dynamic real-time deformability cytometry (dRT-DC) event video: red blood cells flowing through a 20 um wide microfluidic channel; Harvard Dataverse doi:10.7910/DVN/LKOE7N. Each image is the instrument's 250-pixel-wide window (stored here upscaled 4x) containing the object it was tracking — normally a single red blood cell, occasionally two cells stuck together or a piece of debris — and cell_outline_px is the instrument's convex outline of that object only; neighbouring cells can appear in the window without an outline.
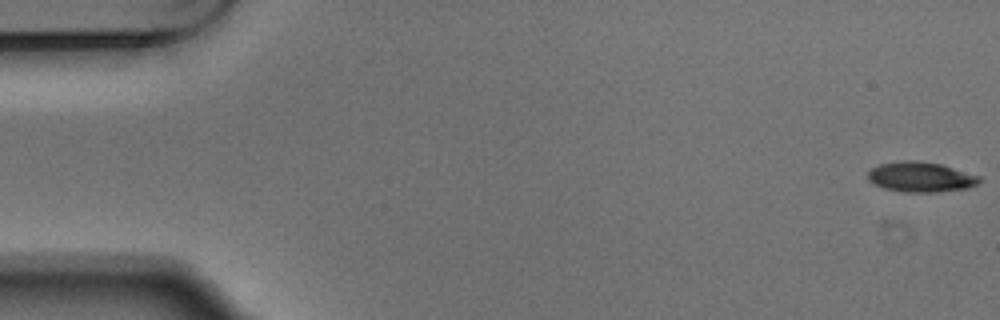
{"species": "Egyptian fruit bat (a non-hibernating species)", "species_latin": "Rousettus aegyptiacus", "temperature_condition": "warm", "stored_images_in_passage": 4, "camera_frame_rate_fps": 3000, "um_per_image_px": 0.085, "animal": {"sex": "male"}, "frame": {"image": 1, "passage_image": 1, "time_ms": 0.0, "image_size_px": [1000, 320], "cell_outline_px": [[980, 184], [968, 188], [936, 192], [904, 192], [884, 188], [868, 180], [868, 172], [872, 168], [880, 164], [904, 160], [920, 160], [940, 164], [980, 176]], "centroid_in_image_um": [78.28, 15.04], "position_along_channel_um": 6.7, "area_um2": 19.54}}
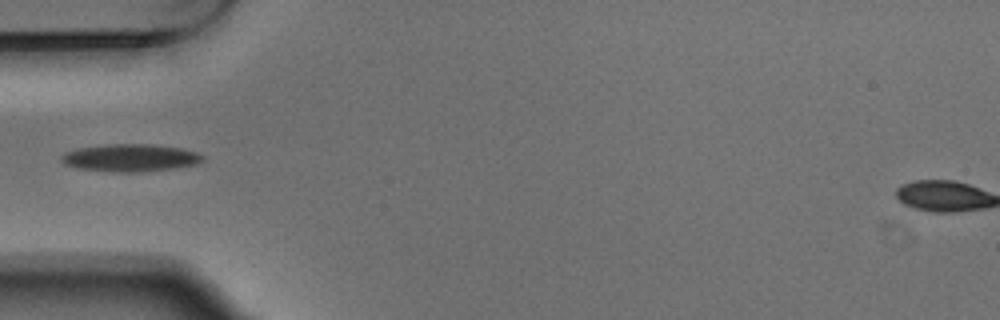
{"frame": {"image": 2, "passage_image": 4, "time_ms": 1.0, "image_size_px": [1000, 320], "cell_outline_px": [[204, 160], [196, 164], [176, 168], [144, 172], [116, 172], [76, 168], [64, 164], [60, 160], [60, 156], [64, 152], [80, 148], [108, 144], [152, 144], [180, 148], [196, 152], [204, 156]], "centroid_in_image_um": [11.07, 13.42], "position_along_channel_um": 73.9, "area_um2": 22.77}}